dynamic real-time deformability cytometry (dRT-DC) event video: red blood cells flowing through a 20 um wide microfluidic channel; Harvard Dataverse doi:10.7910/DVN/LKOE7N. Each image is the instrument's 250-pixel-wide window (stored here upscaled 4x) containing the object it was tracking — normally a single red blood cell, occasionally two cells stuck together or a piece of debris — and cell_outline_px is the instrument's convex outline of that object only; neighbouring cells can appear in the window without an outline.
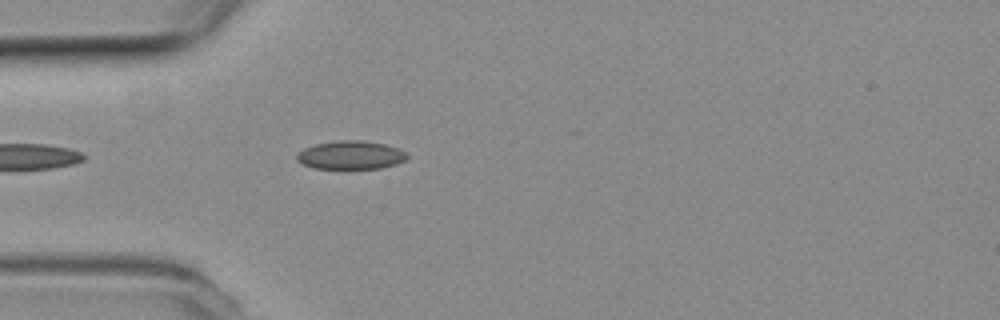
{"species": "common noctule bat (a hibernating species)", "species_latin": "Nyctalus noctula", "temperature_condition": "room temperature", "stored_images_in_passage": 5, "camera_frame_rate_fps": 3000, "um_per_image_px": 0.085, "animal": {"sex": "female", "body_mass_g": 19.3, "forearm_length_mm": 54.1}, "frame": {"image": 1, "passage_image": 5, "time_ms": 1.333, "image_size_px": [1000, 320], "cell_outline_px": [[408, 156], [404, 160], [396, 164], [380, 168], [312, 168], [296, 160], [296, 152], [304, 148], [316, 144], [340, 140], [360, 140], [384, 144], [400, 148], [408, 152]], "centroid_in_image_um": [29.81, 13.17], "position_along_channel_um": 55.2, "area_um2": 18.26}}